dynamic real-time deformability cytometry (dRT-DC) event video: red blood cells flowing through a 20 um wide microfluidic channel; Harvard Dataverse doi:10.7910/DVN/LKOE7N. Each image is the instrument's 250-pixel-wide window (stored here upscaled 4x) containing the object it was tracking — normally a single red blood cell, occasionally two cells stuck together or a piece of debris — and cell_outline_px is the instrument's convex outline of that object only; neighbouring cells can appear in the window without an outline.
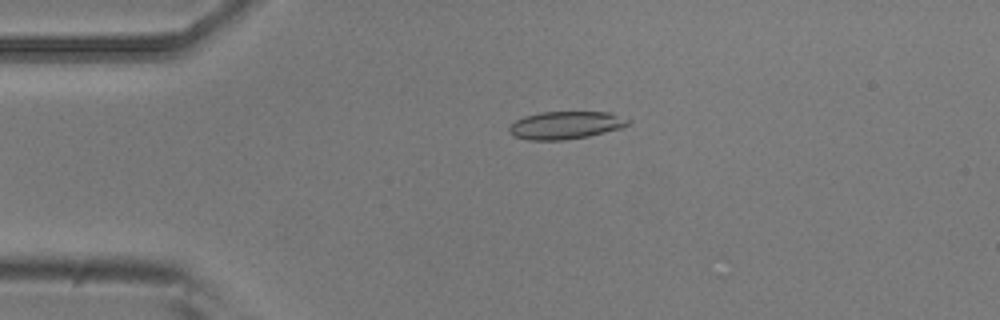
{"species": "common noctule bat (a hibernating species)", "species_latin": "Nyctalus noctula", "temperature_condition": "room temperature", "stored_images_in_passage": 5, "camera_frame_rate_fps": 3000, "um_per_image_px": 0.085, "animal": {"sex": "male", "body_mass_g": 20.5, "forearm_length_mm": 52.5}, "frame": {"image": 1, "passage_image": 4, "time_ms": 1.0, "image_size_px": [1000, 320], "cell_outline_px": [[632, 120], [624, 128], [588, 136], [564, 140], [528, 140], [512, 136], [508, 132], [508, 128], [516, 120], [524, 116], [540, 112], [612, 112]], "centroid_in_image_um": [48.1, 10.64], "position_along_channel_um": 36.9, "area_um2": 19.48}}